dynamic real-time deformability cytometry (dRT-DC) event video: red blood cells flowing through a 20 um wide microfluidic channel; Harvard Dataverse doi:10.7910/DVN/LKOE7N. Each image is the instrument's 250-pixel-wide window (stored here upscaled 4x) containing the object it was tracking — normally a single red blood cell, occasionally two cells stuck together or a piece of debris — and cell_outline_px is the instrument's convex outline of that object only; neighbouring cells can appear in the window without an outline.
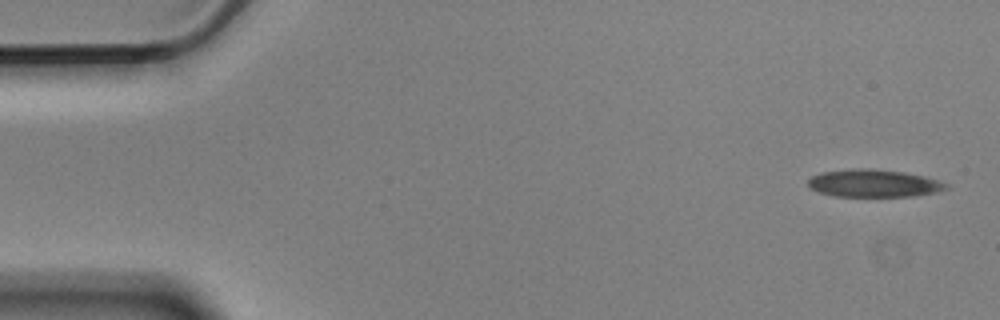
{"species": "Egyptian fruit bat (a non-hibernating species)", "species_latin": "Rousettus aegyptiacus", "temperature_condition": "cold", "stored_images_in_passage": 13, "camera_frame_rate_fps": 3000, "um_per_image_px": 0.085, "animal": {"sex": "male"}, "frame": {"image": 1, "passage_image": 1, "time_ms": 0.0, "image_size_px": [1000, 320], "cell_outline_px": [[952, 188], [936, 192], [912, 196], [832, 196], [808, 188], [808, 180], [812, 176], [820, 172], [852, 168], [868, 168], [904, 172], [924, 176], [940, 180], [948, 184]], "centroid_in_image_um": [74.28, 15.57], "position_along_channel_um": 10.7, "area_um2": 22.43}}
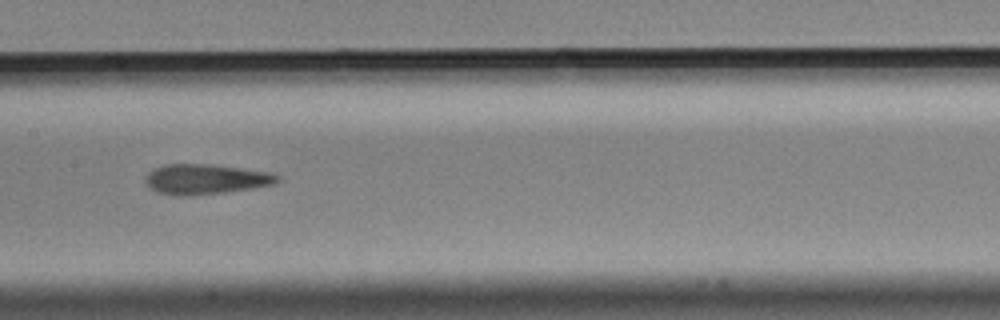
{"frame": {"image": 2, "passage_image": 7, "time_ms": 2.0, "image_size_px": [1000, 320], "cell_outline_px": [[280, 180], [276, 184], [252, 188], [224, 192], [188, 196], [176, 196], [156, 192], [144, 180], [148, 172], [164, 164], [208, 164], [240, 168], [268, 172], [280, 176]], "centroid_in_image_um": [17.48, 15.23], "position_along_channel_um": 189.9, "area_um2": 23.06}}
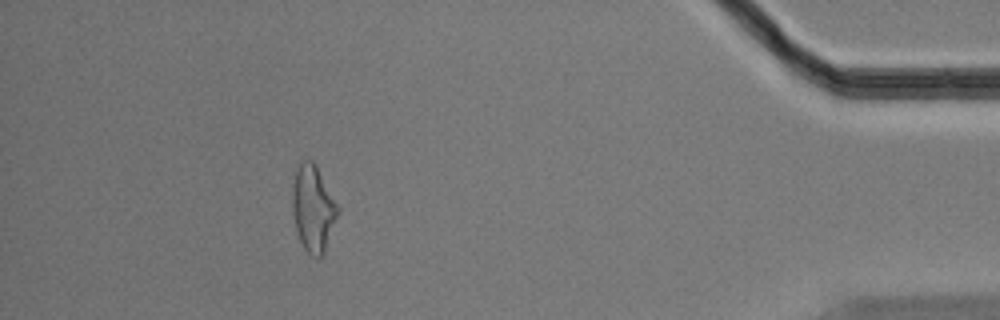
{"frame": {"image": 3, "passage_image": 13, "time_ms": 4.0, "image_size_px": [1000, 320], "cell_outline_px": [[340, 212], [324, 252], [320, 256], [312, 256], [304, 248], [296, 232], [292, 212], [292, 184], [296, 172], [300, 164], [304, 160], [312, 160], [316, 164], [340, 204]], "centroid_in_image_um": [26.65, 17.69], "position_along_channel_um": 408.6, "area_um2": 23.29}}